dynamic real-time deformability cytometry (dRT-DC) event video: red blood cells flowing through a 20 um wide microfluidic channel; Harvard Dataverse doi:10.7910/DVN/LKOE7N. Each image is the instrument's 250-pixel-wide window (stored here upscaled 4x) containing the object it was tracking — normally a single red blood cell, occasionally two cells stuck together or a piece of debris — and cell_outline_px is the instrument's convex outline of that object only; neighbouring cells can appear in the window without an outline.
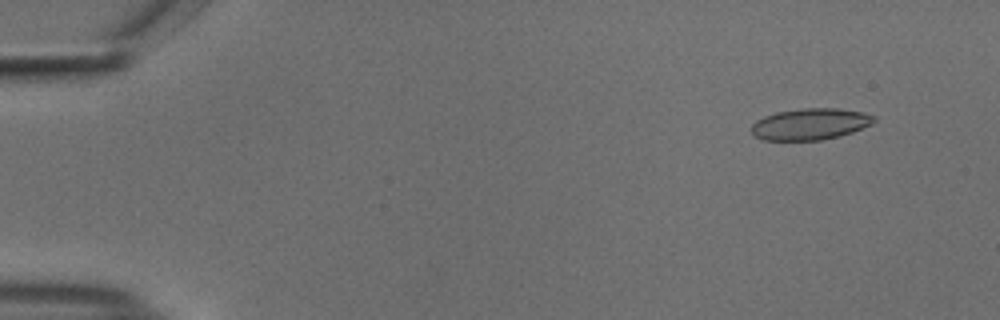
{"species": "common noctule bat (a hibernating species)", "species_latin": "Nyctalus noctula", "temperature_condition": "cold", "stored_images_in_passage": 7, "camera_frame_rate_fps": 3000, "um_per_image_px": 0.085, "animal": {"sex": "male", "body_mass_g": 18.8}, "frame": {"image": 1, "passage_image": 5, "time_ms": 1.333, "image_size_px": [1000, 320], "cell_outline_px": [[876, 120], [872, 124], [852, 132], [840, 136], [820, 140], [764, 140], [752, 136], [752, 124], [756, 120], [764, 116], [776, 112], [804, 108], [836, 108], [860, 112], [876, 116]], "centroid_in_image_um": [68.85, 10.55], "position_along_channel_um": 16.1, "area_um2": 22.48}}